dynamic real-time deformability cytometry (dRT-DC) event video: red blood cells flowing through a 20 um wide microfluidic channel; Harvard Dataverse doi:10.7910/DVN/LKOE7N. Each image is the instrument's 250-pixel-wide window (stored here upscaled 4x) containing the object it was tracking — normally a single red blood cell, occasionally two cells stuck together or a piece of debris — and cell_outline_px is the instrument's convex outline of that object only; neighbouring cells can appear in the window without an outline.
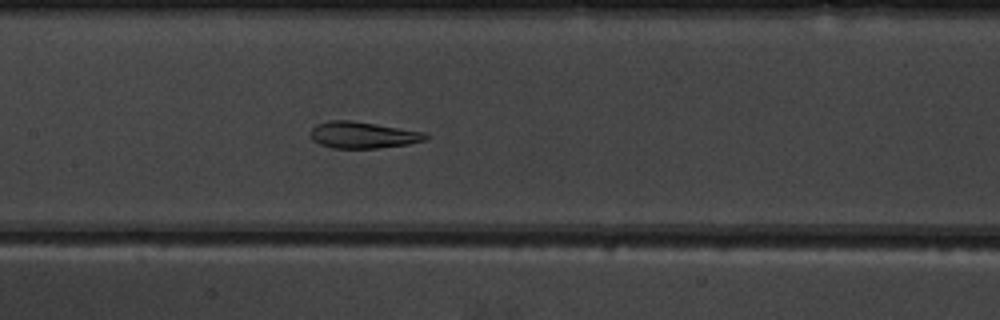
{"species": "common noctule bat (a hibernating species)", "species_latin": "Nyctalus noctula", "temperature_condition": "warm", "stored_images_in_passage": 37, "camera_frame_rate_fps": 3000, "um_per_image_px": 0.085, "animal": {"sex": "male", "body_mass_g": 19.5, "forearm_length_mm": 54.6}, "frame": {"image": 1, "passage_image": 10, "time_ms": 3.0, "image_size_px": [1000, 320], "cell_outline_px": [[428, 140], [408, 144], [380, 148], [332, 148], [320, 144], [312, 140], [308, 132], [316, 124], [332, 120], [352, 120], [428, 132]], "centroid_in_image_um": [30.87, 11.47], "position_along_channel_um": 176.5, "area_um2": 18.15}}
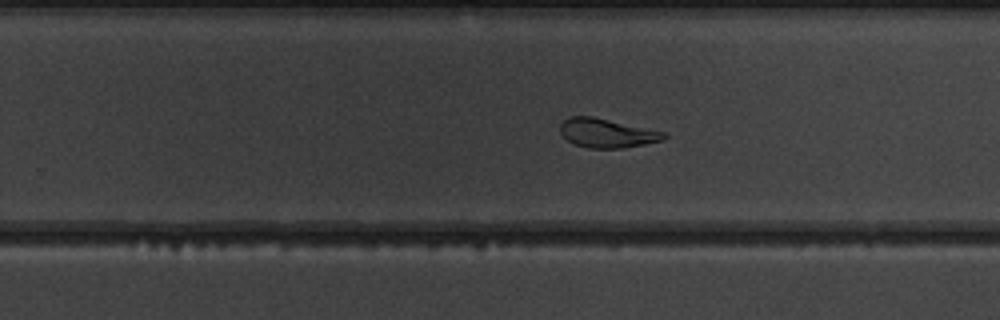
{"frame": {"image": 2, "passage_image": 18, "time_ms": 5.667, "image_size_px": [1000, 320], "cell_outline_px": [[668, 136], [664, 140], [644, 144], [620, 148], [588, 148], [572, 144], [560, 132], [560, 124], [568, 116], [592, 116], [664, 132]], "centroid_in_image_um": [51.55, 11.31], "position_along_channel_um": 278.2, "area_um2": 17.46}}
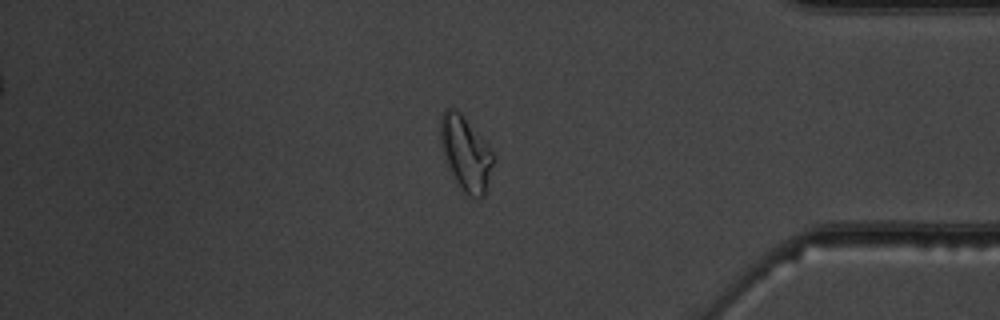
{"frame": {"image": 3, "passage_image": 29, "time_ms": 9.333, "image_size_px": [1000, 320], "cell_outline_px": [[492, 164], [484, 196], [476, 200], [468, 196], [464, 192], [448, 168], [440, 144], [440, 116], [444, 108], [452, 108], [460, 112], [492, 148]], "centroid_in_image_um": [39.56, 13.01], "position_along_channel_um": 395.6, "area_um2": 22.83}, "authors_computed_cell_mechanics": {"area_um2": 18.3804, "velocity_mm_per_s": 3.8251, "shape_relaxation_time_tau1_ms": 10.7871, "shape_relaxation_time_tau2_ms": 2.3526, "deformation_change_tau1": 0.2746, "deformation_change_tau2": 0.097}}